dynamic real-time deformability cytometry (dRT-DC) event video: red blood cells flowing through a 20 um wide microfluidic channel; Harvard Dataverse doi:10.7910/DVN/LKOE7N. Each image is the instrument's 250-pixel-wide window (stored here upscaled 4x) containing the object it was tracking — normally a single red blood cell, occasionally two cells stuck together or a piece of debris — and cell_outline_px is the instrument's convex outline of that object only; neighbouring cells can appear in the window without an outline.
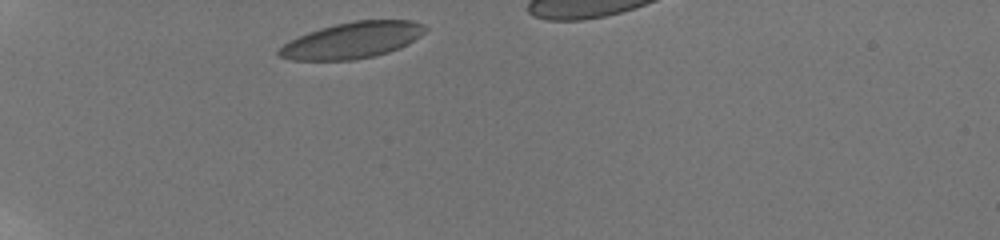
{"species": "human", "species_latin": "Homo sapiens", "temperature_condition": "room temperature", "stored_images_in_passage": 35, "camera_frame_rate_fps": 3000, "um_per_image_px": 0.085, "donor": {"sex": "male"}, "frame": {"image": 1, "passage_image": 1, "time_ms": 0.0, "image_size_px": [1000, 240], "cell_outline_px": [[428, 28], [420, 36], [408, 44], [400, 48], [376, 56], [352, 60], [292, 60], [276, 56], [276, 52], [284, 44], [308, 32], [320, 28], [352, 20], [412, 20], [424, 24]], "centroid_in_image_um": [29.96, 3.42], "position_along_channel_um": 55.0, "area_um2": 30.92}}
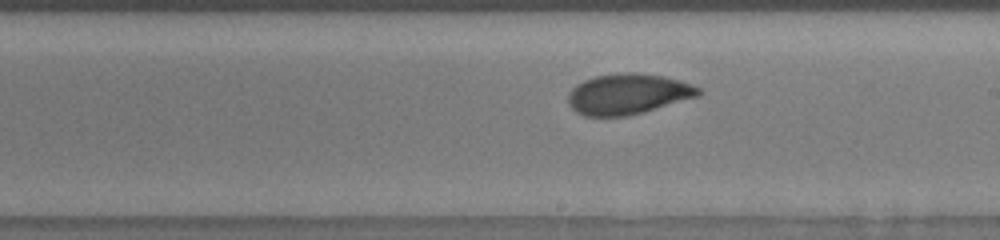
{"frame": {"image": 2, "passage_image": 20, "time_ms": 5.667, "image_size_px": [1000, 240], "cell_outline_px": [[700, 96], [644, 112], [628, 116], [584, 116], [576, 112], [568, 104], [568, 92], [576, 84], [584, 80], [596, 76], [628, 72], [636, 72], [664, 76], [692, 84], [700, 88]], "centroid_in_image_um": [53.37, 8.0], "position_along_channel_um": 235.6, "area_um2": 30.98}}
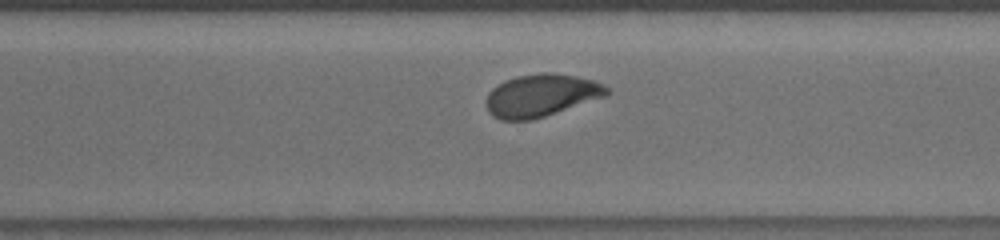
{"frame": {"image": 3, "passage_image": 27, "time_ms": 8.0, "image_size_px": [1000, 240], "cell_outline_px": [[612, 92], [608, 96], [532, 120], [500, 120], [492, 116], [488, 112], [488, 92], [496, 84], [504, 80], [516, 76], [540, 72], [552, 72], [576, 76], [592, 80], [604, 84]], "centroid_in_image_um": [46.03, 8.1], "position_along_channel_um": 324.6, "area_um2": 30.17}}